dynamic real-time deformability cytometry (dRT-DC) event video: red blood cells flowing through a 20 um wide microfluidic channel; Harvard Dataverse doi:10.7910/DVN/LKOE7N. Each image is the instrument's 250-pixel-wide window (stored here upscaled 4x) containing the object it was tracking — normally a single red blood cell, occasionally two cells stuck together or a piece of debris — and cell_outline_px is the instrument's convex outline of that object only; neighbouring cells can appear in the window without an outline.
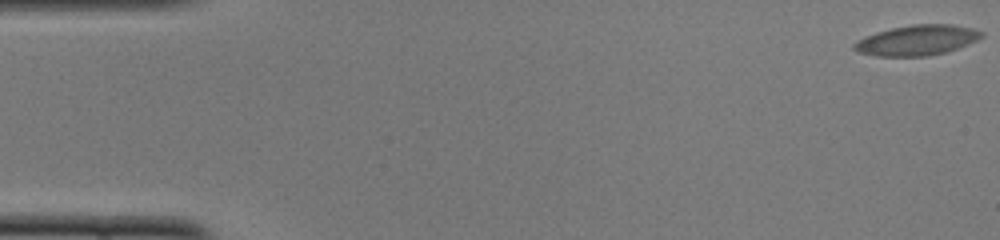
{"species": "common noctule bat (a hibernating species)", "species_latin": "Nyctalus noctula", "temperature_condition": "cold", "stored_images_in_passage": 55, "camera_frame_rate_fps": 3000, "um_per_image_px": 0.085, "animal": {"sex": "female", "body_mass_g": 22.0, "forearm_length_mm": 56.7}, "frame": {"image": 1, "passage_image": 1, "time_ms": 0.0, "image_size_px": [1000, 240], "cell_outline_px": [[984, 36], [968, 44], [944, 52], [928, 56], [876, 56], [860, 52], [852, 48], [852, 44], [876, 32], [892, 28], [912, 24], [952, 24], [972, 28], [984, 32]], "centroid_in_image_um": [77.97, 3.41], "position_along_channel_um": 7.0, "area_um2": 22.25}}
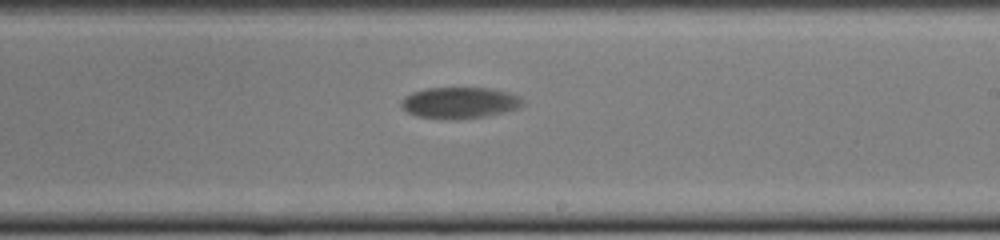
{"frame": {"image": 2, "passage_image": 32, "time_ms": 10.333, "image_size_px": [1000, 240], "cell_outline_px": [[524, 104], [520, 108], [504, 112], [484, 116], [456, 120], [440, 120], [416, 116], [400, 108], [400, 100], [404, 96], [412, 92], [428, 88], [492, 88], [508, 92], [520, 96], [524, 100]], "centroid_in_image_um": [39.05, 8.75], "position_along_channel_um": 250.0, "area_um2": 22.66}}
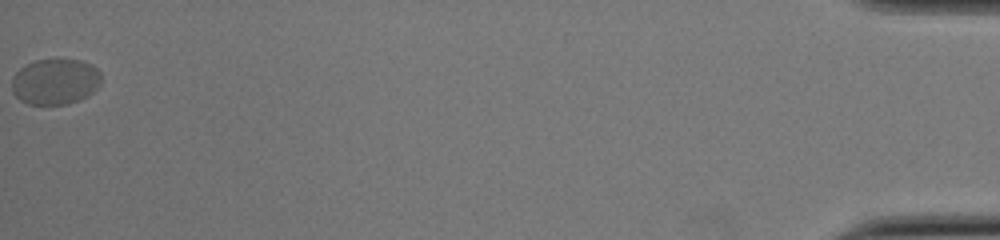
{"frame": {"image": 3, "passage_image": 55, "time_ms": 18.0, "image_size_px": [1000, 240], "cell_outline_px": [[100, 84], [88, 96], [80, 100], [68, 104], [28, 104], [20, 100], [12, 92], [12, 76], [24, 64], [36, 60], [80, 60], [96, 68], [100, 72]], "centroid_in_image_um": [4.66, 6.95], "position_along_channel_um": 430.5, "area_um2": 23.87}, "authors_computed_cell_mechanics": {"area_um2": 22.1374, "velocity_mm_per_s": 3.6864, "shape_relaxation_time_tau1_ms": 5.1466, "shape_relaxation_time_tau2_ms": null, "deformation_change_tau1": 0.0808, "deformation_change_tau2": null}}